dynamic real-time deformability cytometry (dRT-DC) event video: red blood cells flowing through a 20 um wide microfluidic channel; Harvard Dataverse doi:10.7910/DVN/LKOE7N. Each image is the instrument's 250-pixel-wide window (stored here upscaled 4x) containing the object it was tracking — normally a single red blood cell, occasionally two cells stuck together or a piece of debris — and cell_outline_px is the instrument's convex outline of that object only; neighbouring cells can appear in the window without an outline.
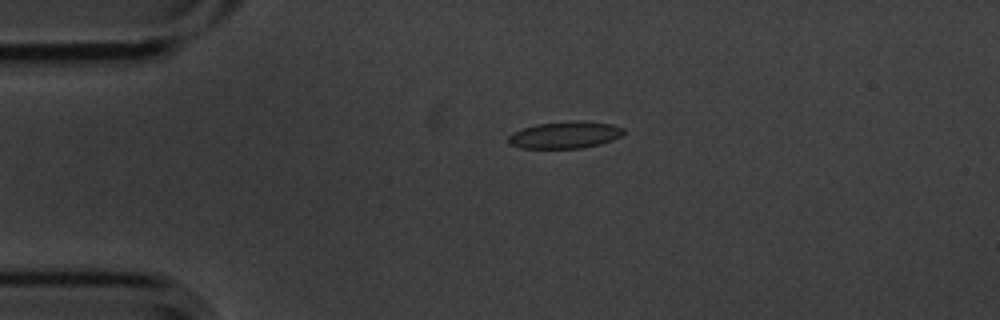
{"species": "common noctule bat (a hibernating species)", "species_latin": "Nyctalus noctula", "temperature_condition": "cold", "stored_images_in_passage": 3, "camera_frame_rate_fps": 3000, "um_per_image_px": 0.085, "animal": {"sex": "male", "body_mass_g": 20.1, "forearm_length_mm": 53.5}, "frame": {"image": 1, "passage_image": 2, "time_ms": 0.333, "image_size_px": [1000, 320], "cell_outline_px": [[624, 132], [620, 136], [612, 140], [600, 144], [580, 148], [520, 148], [508, 144], [508, 136], [512, 132], [536, 124], [568, 120], [584, 120], [612, 124], [624, 128]], "centroid_in_image_um": [48.01, 11.45], "position_along_channel_um": 37.0, "area_um2": 18.32}}